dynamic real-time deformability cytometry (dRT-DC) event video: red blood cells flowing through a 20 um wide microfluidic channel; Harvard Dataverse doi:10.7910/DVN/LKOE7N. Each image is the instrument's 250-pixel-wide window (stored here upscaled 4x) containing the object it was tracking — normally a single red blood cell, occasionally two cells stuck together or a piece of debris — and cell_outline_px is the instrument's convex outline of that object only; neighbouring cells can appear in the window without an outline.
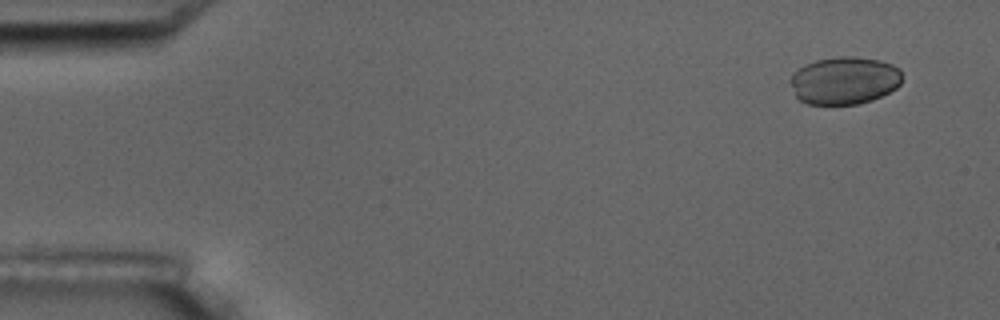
{"species": "common noctule bat (a hibernating species)", "species_latin": "Nyctalus noctula", "temperature_condition": "room temperature", "stored_images_in_passage": 4, "camera_frame_rate_fps": 3000, "um_per_image_px": 0.085, "animal": {"sex": "male", "body_mass_g": 17.5, "forearm_length_mm": 52.3}, "frame": {"image": 1, "passage_image": 1, "time_ms": 0.0, "image_size_px": [1000, 320], "cell_outline_px": [[900, 84], [896, 88], [872, 100], [860, 104], [808, 104], [800, 100], [796, 96], [788, 80], [792, 72], [804, 64], [816, 60], [840, 56], [856, 56], [880, 60], [892, 64], [900, 68]], "centroid_in_image_um": [71.74, 6.83], "position_along_channel_um": 13.3, "area_um2": 31.27}}